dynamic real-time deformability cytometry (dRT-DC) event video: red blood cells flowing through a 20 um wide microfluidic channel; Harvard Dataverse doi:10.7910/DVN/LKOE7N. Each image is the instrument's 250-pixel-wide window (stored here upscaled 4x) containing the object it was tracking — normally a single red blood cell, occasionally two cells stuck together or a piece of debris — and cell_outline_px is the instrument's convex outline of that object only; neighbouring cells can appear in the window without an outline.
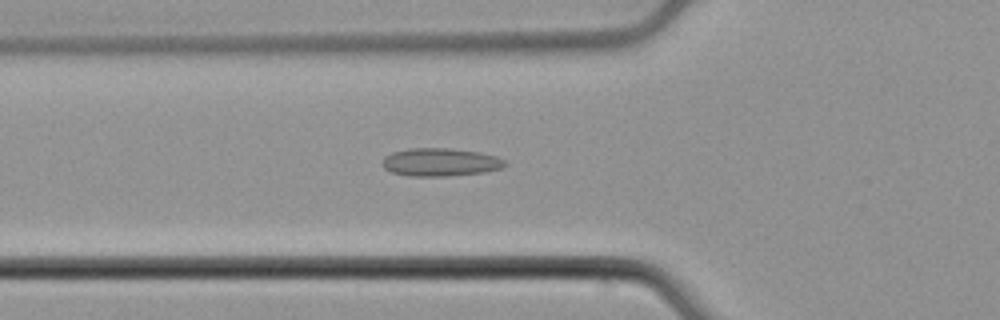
{"species": "common noctule bat (a hibernating species)", "species_latin": "Nyctalus noctula", "temperature_condition": "cold", "stored_images_in_passage": 45, "camera_frame_rate_fps": 3000, "um_per_image_px": 0.085, "animal": {"sex": "male", "body_mass_g": 21.5, "forearm_length_mm": 52.0}, "frame": {"image": 1, "passage_image": 14, "time_ms": 4.333, "image_size_px": [1000, 320], "cell_outline_px": [[508, 164], [500, 168], [484, 172], [448, 176], [408, 176], [392, 172], [384, 168], [380, 164], [384, 156], [392, 152], [408, 148], [448, 148], [480, 152], [496, 156], [504, 160]], "centroid_in_image_um": [37.39, 13.78], "position_along_channel_um": 88.4, "area_um2": 20.17}}
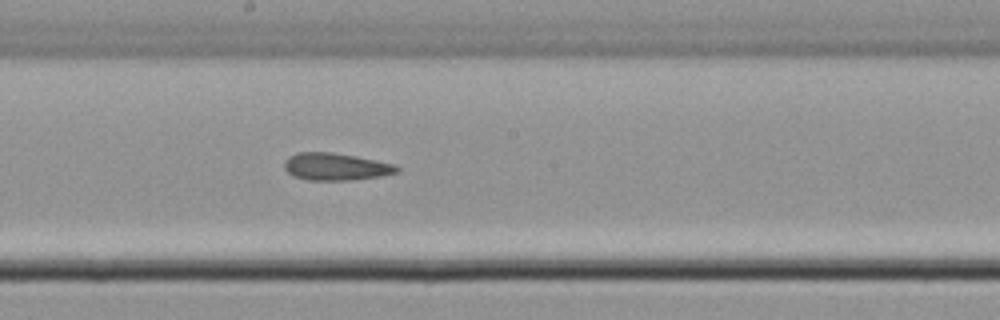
{"frame": {"image": 2, "passage_image": 24, "time_ms": 7.667, "image_size_px": [1000, 320], "cell_outline_px": [[400, 172], [380, 176], [348, 180], [308, 180], [292, 176], [284, 168], [284, 160], [288, 156], [296, 152], [332, 152], [356, 156], [396, 164], [400, 168]], "centroid_in_image_um": [28.53, 14.16], "position_along_channel_um": 219.7, "area_um2": 18.09}}
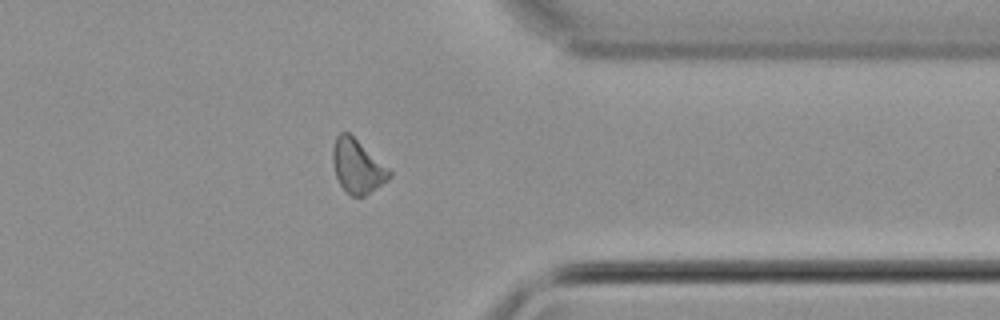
{"frame": {"image": 3, "passage_image": 37, "time_ms": 12.0, "image_size_px": [1000, 320], "cell_outline_px": [[392, 176], [388, 180], [364, 196], [352, 196], [340, 184], [336, 176], [332, 160], [332, 148], [336, 136], [340, 132], [348, 132], [392, 172]], "centroid_in_image_um": [30.36, 14.13], "position_along_channel_um": 381.0, "area_um2": 17.34}}